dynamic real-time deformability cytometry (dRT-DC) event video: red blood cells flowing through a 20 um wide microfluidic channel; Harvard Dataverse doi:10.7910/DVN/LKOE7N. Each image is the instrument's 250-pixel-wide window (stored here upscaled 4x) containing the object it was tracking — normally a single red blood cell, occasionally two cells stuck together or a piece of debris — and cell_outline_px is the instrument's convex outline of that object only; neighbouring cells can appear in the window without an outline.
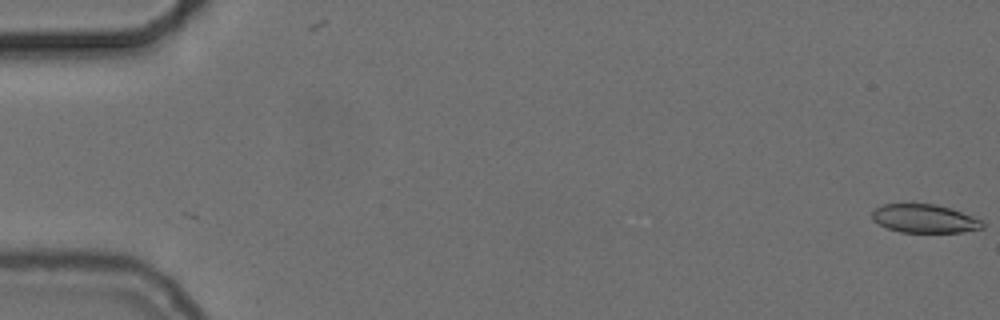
{"species": "common noctule bat (a hibernating species)", "species_latin": "Nyctalus noctula", "temperature_condition": "cold", "stored_images_in_passage": 56, "camera_frame_rate_fps": 3000, "um_per_image_px": 0.085, "animal": {"sex": "female", "body_mass_g": 24.6, "forearm_length_mm": 56.2}, "frame": {"image": 1, "passage_image": 1, "time_ms": 0.0, "image_size_px": [1000, 320], "cell_outline_px": [[984, 228], [960, 232], [900, 232], [888, 228], [872, 220], [872, 212], [876, 208], [884, 204], [936, 204], [972, 216], [980, 220], [984, 224]], "centroid_in_image_um": [78.57, 18.58], "position_along_channel_um": 6.4, "area_um2": 18.03}}
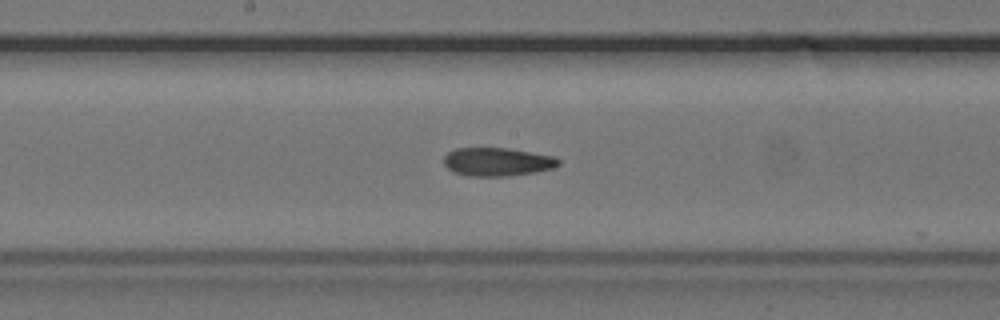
{"frame": {"image": 2, "passage_image": 30, "time_ms": 9.667, "image_size_px": [1000, 320], "cell_outline_px": [[560, 164], [552, 168], [536, 172], [508, 176], [468, 176], [456, 172], [448, 168], [444, 164], [444, 156], [448, 152], [456, 148], [508, 148], [556, 156], [560, 160]], "centroid_in_image_um": [42.3, 13.75], "position_along_channel_um": 205.9, "area_um2": 19.02}}
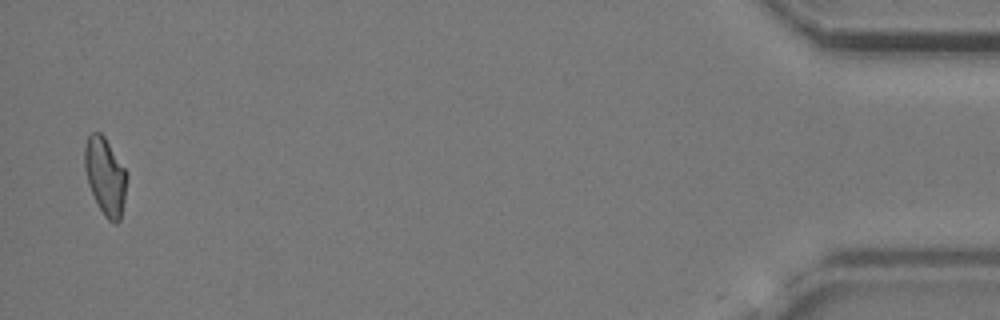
{"frame": {"image": 3, "passage_image": 55, "time_ms": 18.0, "image_size_px": [1000, 320], "cell_outline_px": [[128, 176], [124, 200], [120, 220], [116, 224], [108, 220], [104, 216], [88, 184], [84, 168], [84, 148], [88, 136], [92, 132], [100, 132], [104, 136], [128, 172]], "centroid_in_image_um": [8.96, 14.96], "position_along_channel_um": 426.2, "area_um2": 19.07}, "authors_computed_cell_mechanics": {"area_um2": 19.3052, "velocity_mm_per_s": 3.7126, "shape_relaxation_time_tau1_ms": null, "shape_relaxation_time_tau2_ms": 5.6287, "deformation_change_tau1": null, "deformation_change_tau2": 0.1316}}